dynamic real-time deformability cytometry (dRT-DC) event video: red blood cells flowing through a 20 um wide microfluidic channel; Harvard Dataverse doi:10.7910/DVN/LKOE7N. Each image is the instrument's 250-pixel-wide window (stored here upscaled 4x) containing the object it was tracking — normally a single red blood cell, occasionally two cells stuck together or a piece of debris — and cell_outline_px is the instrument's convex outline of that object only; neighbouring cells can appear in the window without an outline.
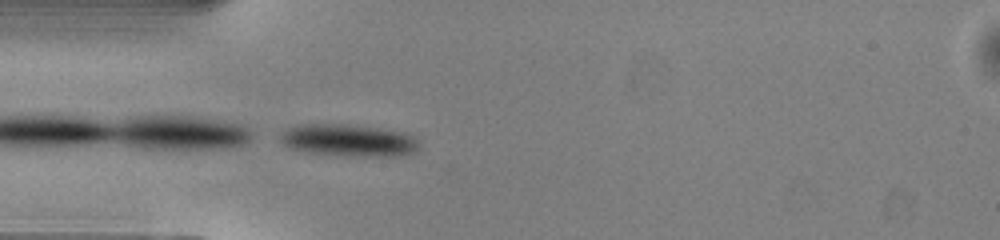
{"species": "common noctule bat (a hibernating species)", "species_latin": "Nyctalus noctula", "temperature_condition": "warm", "stored_images_in_passage": 14, "camera_frame_rate_fps": 3000, "um_per_image_px": 0.085, "animal": {"sex": "male", "body_mass_g": 13.0, "forearm_length_mm": 53.1}, "frame": {"image": 1, "passage_image": 14, "time_ms": 4.333, "image_size_px": [1000, 240], "cell_outline_px": [[420, 140], [416, 148], [412, 152], [400, 156], [356, 156], [308, 152], [288, 148], [280, 140], [280, 132], [296, 124], [356, 124], [408, 132], [416, 136]], "centroid_in_image_um": [29.66, 11.9], "position_along_channel_um": 55.3, "area_um2": 26.47}}